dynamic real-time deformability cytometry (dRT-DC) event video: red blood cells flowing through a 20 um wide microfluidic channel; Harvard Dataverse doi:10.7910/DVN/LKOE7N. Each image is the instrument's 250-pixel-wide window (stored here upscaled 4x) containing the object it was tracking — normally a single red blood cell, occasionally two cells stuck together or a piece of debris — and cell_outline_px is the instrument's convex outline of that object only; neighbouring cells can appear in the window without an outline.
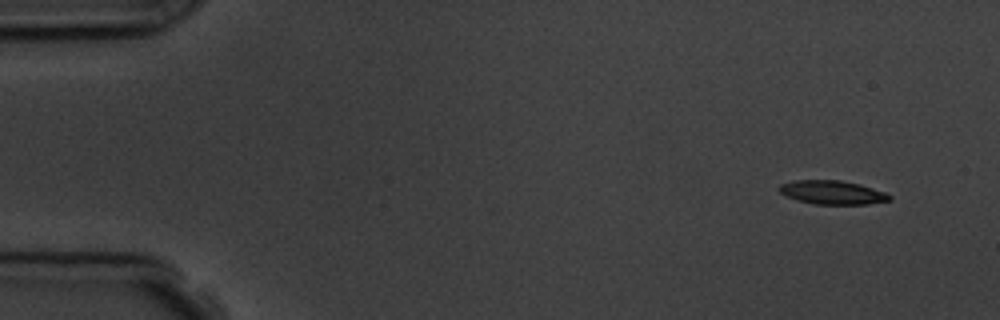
{"species": "common noctule bat (a hibernating species)", "species_latin": "Nyctalus noctula", "temperature_condition": "room temperature", "stored_images_in_passage": 5, "camera_frame_rate_fps": 3000, "um_per_image_px": 0.085, "animal": {"sex": "male", "body_mass_g": 19.5, "forearm_length_mm": 54.6}, "frame": {"image": 1, "passage_image": 1, "time_ms": 0.0, "image_size_px": [1000, 320], "cell_outline_px": [[892, 200], [868, 204], [816, 204], [796, 200], [784, 196], [776, 188], [780, 184], [796, 180], [840, 180], [860, 184], [884, 192], [892, 196]], "centroid_in_image_um": [70.72, 16.35], "position_along_channel_um": 14.3, "area_um2": 15.37}}
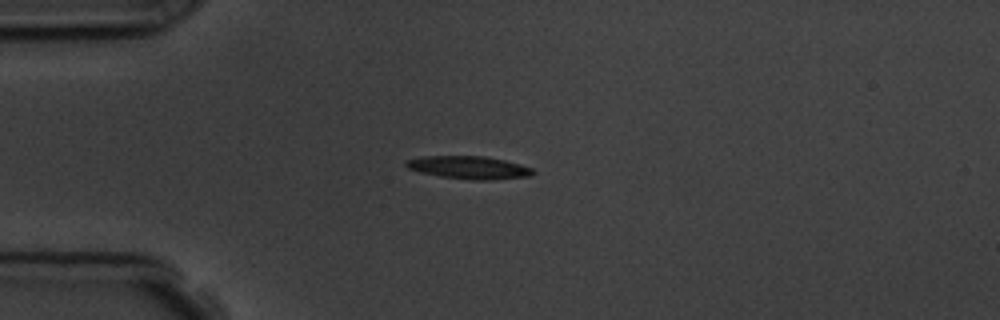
{"frame": {"image": 2, "passage_image": 4, "time_ms": 3.333, "image_size_px": [1000, 320], "cell_outline_px": [[536, 172], [532, 176], [492, 180], [472, 180], [440, 176], [420, 172], [408, 168], [404, 164], [404, 160], [420, 156], [484, 156], [504, 160], [520, 164], [532, 168]], "centroid_in_image_um": [39.86, 14.24], "position_along_channel_um": 45.1, "area_um2": 17.05}}
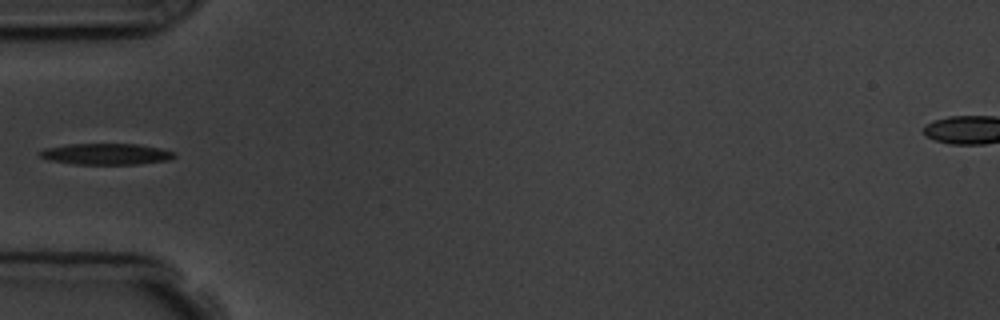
{"frame": {"image": 3, "passage_image": 5, "time_ms": 4.667, "image_size_px": [1000, 320], "cell_outline_px": [[176, 156], [172, 160], [136, 164], [76, 164], [52, 160], [40, 156], [36, 152], [44, 148], [68, 144], [140, 144], [160, 148], [176, 152]], "centroid_in_image_um": [9.07, 13.08], "position_along_channel_um": 75.9, "area_um2": 16.7}}